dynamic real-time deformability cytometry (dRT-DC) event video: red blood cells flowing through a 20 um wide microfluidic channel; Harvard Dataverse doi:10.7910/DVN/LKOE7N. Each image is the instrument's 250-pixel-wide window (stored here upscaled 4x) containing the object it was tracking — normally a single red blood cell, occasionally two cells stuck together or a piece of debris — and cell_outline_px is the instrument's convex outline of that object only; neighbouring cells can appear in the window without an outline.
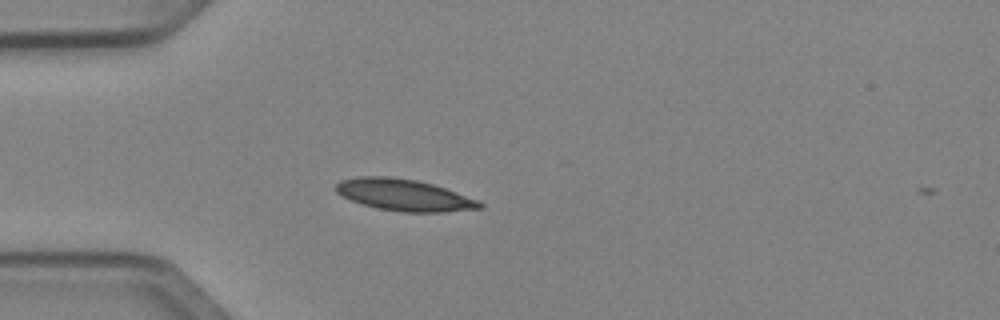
{"species": "Egyptian fruit bat (a non-hibernating species)", "species_latin": "Rousettus aegyptiacus", "temperature_condition": "cold", "stored_images_in_passage": 3, "camera_frame_rate_fps": 3000, "um_per_image_px": 0.085, "animal": {"sex": "female"}, "frame": {"image": 1, "passage_image": 1, "time_ms": 0.0, "image_size_px": [1000, 320], "cell_outline_px": [[484, 208], [444, 212], [400, 212], [376, 208], [352, 200], [336, 192], [336, 184], [340, 180], [360, 176], [384, 176], [416, 180], [432, 184], [480, 200], [484, 204]], "centroid_in_image_um": [34.38, 16.58], "position_along_channel_um": 50.6, "area_um2": 26.41}}